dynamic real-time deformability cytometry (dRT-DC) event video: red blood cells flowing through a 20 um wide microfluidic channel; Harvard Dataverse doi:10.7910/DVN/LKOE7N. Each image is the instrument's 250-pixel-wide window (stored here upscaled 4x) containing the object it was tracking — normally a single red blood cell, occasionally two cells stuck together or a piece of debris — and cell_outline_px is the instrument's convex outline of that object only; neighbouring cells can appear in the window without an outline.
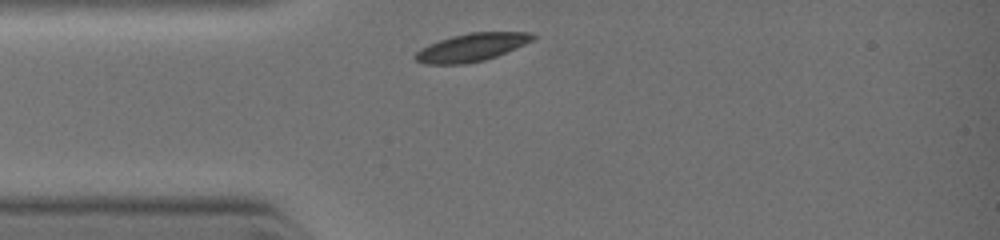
{"species": "common noctule bat (a hibernating species)", "species_latin": "Nyctalus noctula", "temperature_condition": "warm", "stored_images_in_passage": 3, "camera_frame_rate_fps": 3000, "um_per_image_px": 0.085, "animal": {"sex": "female", "body_mass_g": 19.0, "forearm_length_mm": 51.5}, "frame": {"image": 1, "passage_image": 1, "time_ms": 0.0, "image_size_px": [1000, 240], "cell_outline_px": [[536, 36], [532, 40], [516, 48], [496, 56], [484, 60], [464, 64], [424, 64], [416, 60], [412, 56], [420, 48], [428, 44], [452, 36], [468, 32], [528, 32]], "centroid_in_image_um": [40.03, 4.03], "position_along_channel_um": 45.0, "area_um2": 19.07}}